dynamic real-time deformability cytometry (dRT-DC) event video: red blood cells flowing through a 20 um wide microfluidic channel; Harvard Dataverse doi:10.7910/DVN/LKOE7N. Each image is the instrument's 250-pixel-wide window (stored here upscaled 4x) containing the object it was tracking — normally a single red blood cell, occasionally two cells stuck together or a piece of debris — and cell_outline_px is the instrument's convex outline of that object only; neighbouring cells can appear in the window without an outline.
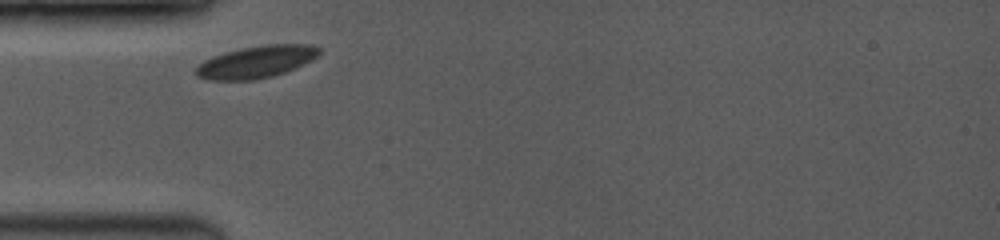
{"species": "common noctule bat (a hibernating species)", "species_latin": "Nyctalus noctula", "temperature_condition": "room temperature", "stored_images_in_passage": 16, "camera_frame_rate_fps": 3500, "um_per_image_px": 0.085, "animal": {"sex": "female", "body_mass_g": 19.0, "forearm_length_mm": 53.3}, "frame": {"image": 1, "passage_image": 1, "time_ms": 0.0, "image_size_px": [1000, 240], "cell_outline_px": [[320, 52], [312, 60], [284, 72], [272, 76], [252, 80], [204, 80], [196, 76], [192, 72], [204, 60], [212, 56], [244, 48], [264, 44], [308, 44], [320, 48]], "centroid_in_image_um": [21.74, 5.27], "position_along_channel_um": 63.3, "area_um2": 22.95}}
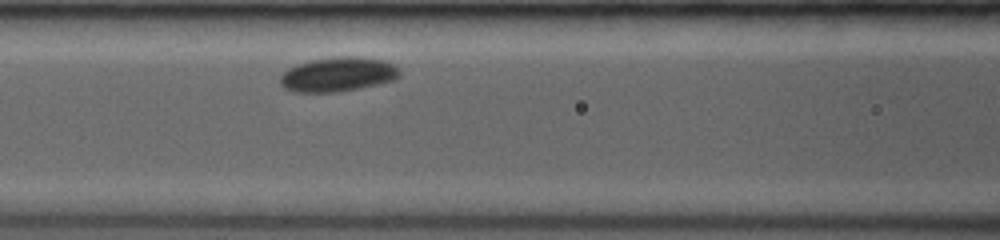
{"frame": {"image": 2, "passage_image": 5, "time_ms": 2.0, "image_size_px": [1000, 240], "cell_outline_px": [[400, 76], [396, 80], [336, 92], [292, 92], [284, 88], [280, 84], [280, 76], [288, 68], [296, 64], [312, 60], [344, 56], [352, 56], [380, 60], [392, 64], [400, 72]], "centroid_in_image_um": [28.67, 6.33], "position_along_channel_um": 137.9, "area_um2": 23.64}}
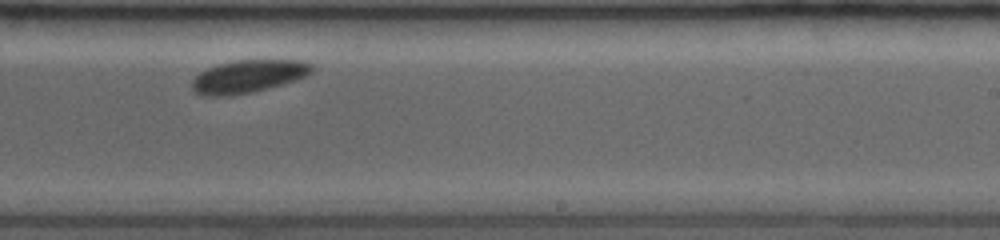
{"frame": {"image": 3, "passage_image": 15, "time_ms": 5.429, "image_size_px": [1000, 240], "cell_outline_px": [[312, 72], [308, 76], [296, 80], [268, 88], [252, 92], [232, 96], [200, 96], [192, 88], [192, 80], [200, 72], [208, 68], [220, 64], [236, 60], [300, 60], [312, 64]], "centroid_in_image_um": [21.1, 6.5], "position_along_channel_um": 267.9, "area_um2": 22.95}}